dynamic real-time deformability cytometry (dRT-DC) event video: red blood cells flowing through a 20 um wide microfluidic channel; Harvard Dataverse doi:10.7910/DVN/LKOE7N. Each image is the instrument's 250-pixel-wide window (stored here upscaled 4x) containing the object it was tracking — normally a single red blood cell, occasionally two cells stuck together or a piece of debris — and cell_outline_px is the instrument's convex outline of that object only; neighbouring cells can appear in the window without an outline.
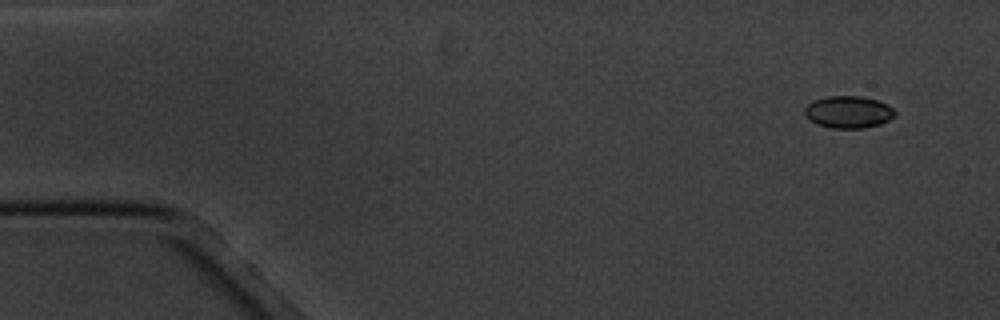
{"species": "common noctule bat (a hibernating species)", "species_latin": "Nyctalus noctula", "temperature_condition": "cold", "stored_images_in_passage": 4, "camera_frame_rate_fps": 3000, "um_per_image_px": 0.085, "animal": {"sex": "male", "body_mass_g": 20.1, "forearm_length_mm": 53.5}, "frame": {"image": 1, "passage_image": 1, "time_ms": 0.0, "image_size_px": [1000, 320], "cell_outline_px": [[896, 112], [888, 120], [880, 124], [864, 128], [832, 128], [816, 124], [804, 116], [804, 108], [812, 100], [828, 96], [860, 96], [876, 100], [888, 104]], "centroid_in_image_um": [72.07, 9.52], "position_along_channel_um": 12.9, "area_um2": 16.94}}
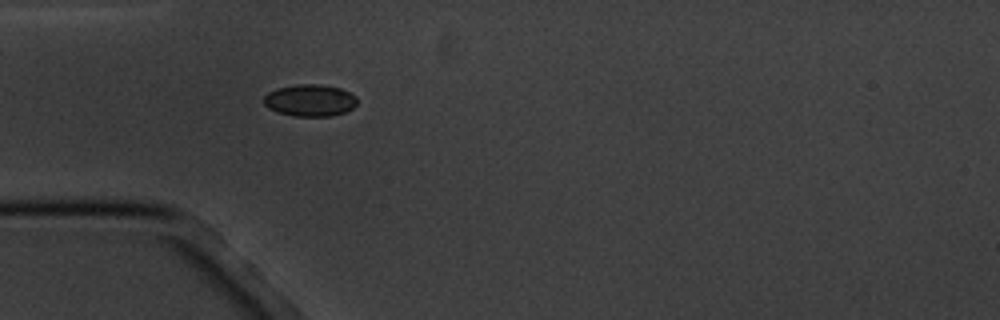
{"frame": {"image": 2, "passage_image": 4, "time_ms": 4.333, "image_size_px": [1000, 320], "cell_outline_px": [[356, 104], [352, 108], [344, 112], [332, 116], [296, 116], [276, 112], [268, 108], [264, 104], [264, 96], [268, 92], [276, 88], [300, 84], [320, 84], [340, 88], [356, 96]], "centroid_in_image_um": [26.32, 8.53], "position_along_channel_um": 58.7, "area_um2": 17.34}}